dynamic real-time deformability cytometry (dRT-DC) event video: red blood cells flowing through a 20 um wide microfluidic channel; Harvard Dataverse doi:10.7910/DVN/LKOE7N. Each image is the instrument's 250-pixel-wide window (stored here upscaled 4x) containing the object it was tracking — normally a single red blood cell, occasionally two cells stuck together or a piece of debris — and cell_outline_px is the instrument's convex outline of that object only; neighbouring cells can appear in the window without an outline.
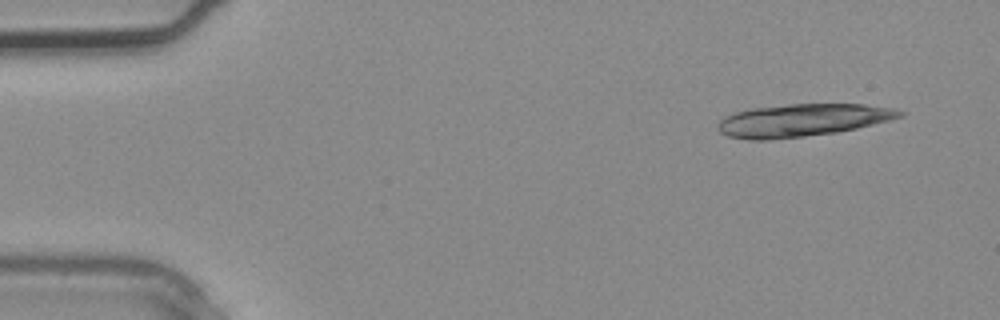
{"species": "common noctule bat (a hibernating species)", "species_latin": "Nyctalus noctula", "temperature_condition": "warm", "stored_images_in_passage": 3, "camera_frame_rate_fps": 3000, "um_per_image_px": 0.085, "animal": {"sex": "male", "body_mass_g": 20.4}, "frame": {"image": 1, "passage_image": 1, "time_ms": 0.0, "image_size_px": [1000, 320], "cell_outline_px": [[904, 116], [856, 128], [836, 132], [804, 136], [768, 140], [748, 140], [728, 136], [720, 132], [716, 128], [716, 124], [724, 116], [736, 112], [752, 108], [788, 104], [864, 104], [892, 108], [904, 112]], "centroid_in_image_um": [68.14, 10.22], "position_along_channel_um": 16.9, "area_um2": 34.45}}